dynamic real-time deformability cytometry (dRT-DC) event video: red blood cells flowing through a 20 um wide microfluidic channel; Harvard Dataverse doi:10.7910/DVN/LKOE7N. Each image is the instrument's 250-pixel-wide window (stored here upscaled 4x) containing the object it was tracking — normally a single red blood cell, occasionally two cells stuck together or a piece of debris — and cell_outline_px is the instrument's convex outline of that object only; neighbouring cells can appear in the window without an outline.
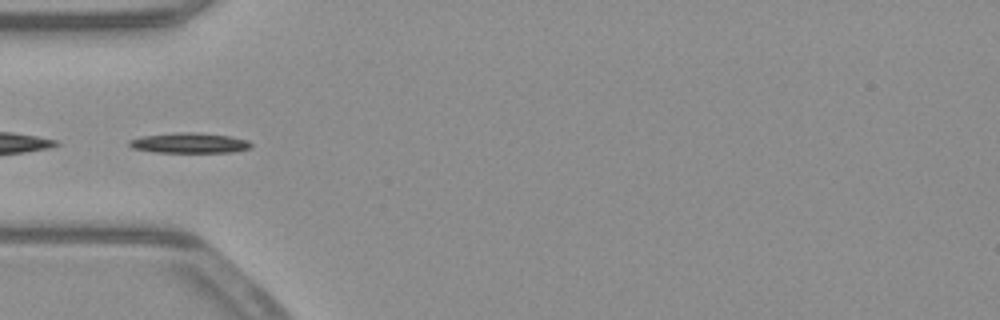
{"species": "common noctule bat (a hibernating species)", "species_latin": "Nyctalus noctula", "temperature_condition": "warm", "stored_images_in_passage": 44, "camera_frame_rate_fps": 3000, "um_per_image_px": 0.085, "animal": {"sex": "male", "body_mass_g": 23.1, "forearm_length_mm": 52.7}, "frame": {"image": 1, "passage_image": 8, "time_ms": 2.333, "image_size_px": [1000, 320], "cell_outline_px": [[252, 148], [232, 152], [156, 152], [132, 148], [128, 144], [128, 140], [144, 136], [176, 132], [196, 132], [232, 136], [248, 140], [252, 144]], "centroid_in_image_um": [16.14, 12.15], "position_along_channel_um": 68.9, "area_um2": 14.45}}
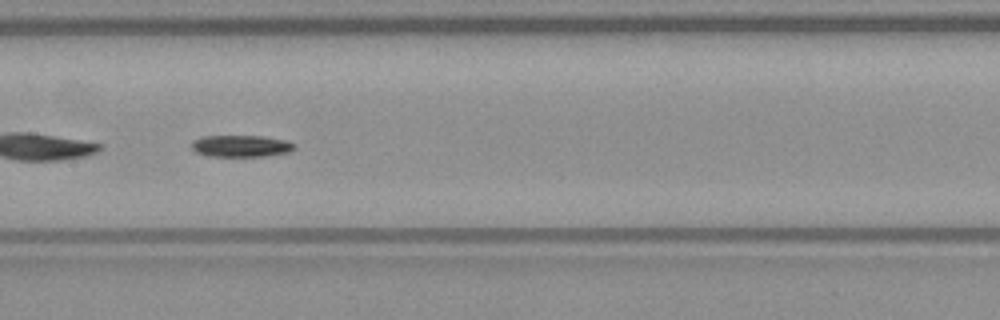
{"frame": {"image": 2, "passage_image": 17, "time_ms": 5.333, "image_size_px": [1000, 320], "cell_outline_px": [[296, 148], [288, 152], [264, 156], [208, 156], [196, 152], [192, 148], [192, 140], [200, 136], [264, 136], [288, 140], [296, 144]], "centroid_in_image_um": [20.5, 12.4], "position_along_channel_um": 186.9, "area_um2": 13.18}}
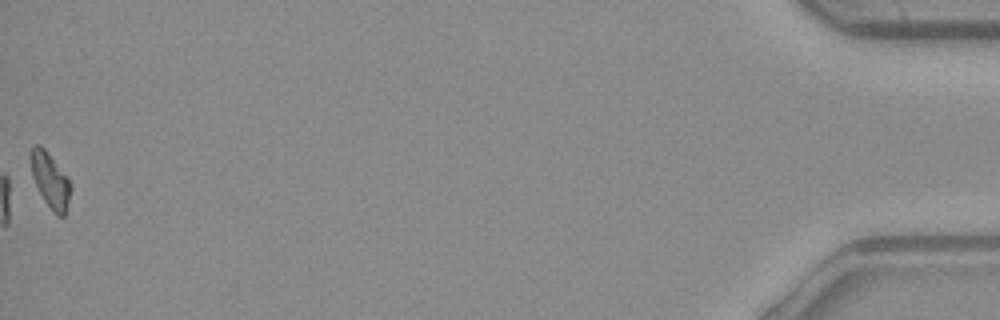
{"frame": {"image": 3, "passage_image": 44, "time_ms": 14.333, "image_size_px": [1000, 320], "cell_outline_px": [[72, 188], [68, 204], [64, 216], [56, 216], [52, 212], [44, 200], [32, 176], [32, 148], [36, 144], [40, 144], [44, 148], [68, 176], [72, 184]], "centroid_in_image_um": [4.33, 15.37], "position_along_channel_um": 430.9, "area_um2": 12.72}, "authors_computed_cell_mechanics": {"area_um2": 13.2651, "velocity_mm_per_s": 3.8978, "shape_relaxation_time_tau1_ms": 3.8709, "shape_relaxation_time_tau2_ms": 2.081, "deformation_change_tau1": 0.1165, "deformation_change_tau2": 0.057}}